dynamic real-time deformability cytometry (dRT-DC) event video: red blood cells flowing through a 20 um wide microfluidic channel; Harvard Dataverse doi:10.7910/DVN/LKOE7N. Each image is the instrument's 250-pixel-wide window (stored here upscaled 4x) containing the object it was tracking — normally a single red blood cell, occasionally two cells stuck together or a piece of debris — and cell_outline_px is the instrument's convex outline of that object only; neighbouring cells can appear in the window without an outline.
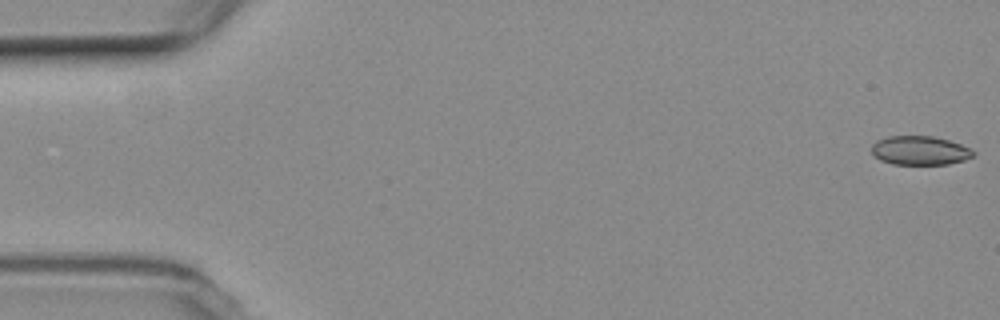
{"species": "common noctule bat (a hibernating species)", "species_latin": "Nyctalus noctula", "temperature_condition": "room temperature", "stored_images_in_passage": 6, "camera_frame_rate_fps": 3000, "um_per_image_px": 0.085, "animal": {"sex": "female", "body_mass_g": 19.3, "forearm_length_mm": 54.1}, "frame": {"image": 1, "passage_image": 1, "time_ms": 0.0, "image_size_px": [1000, 320], "cell_outline_px": [[976, 152], [972, 156], [964, 160], [948, 164], [892, 164], [880, 160], [872, 156], [872, 144], [876, 140], [888, 136], [932, 136], [948, 140], [960, 144]], "centroid_in_image_um": [78.14, 12.79], "position_along_channel_um": 6.9, "area_um2": 17.17}}
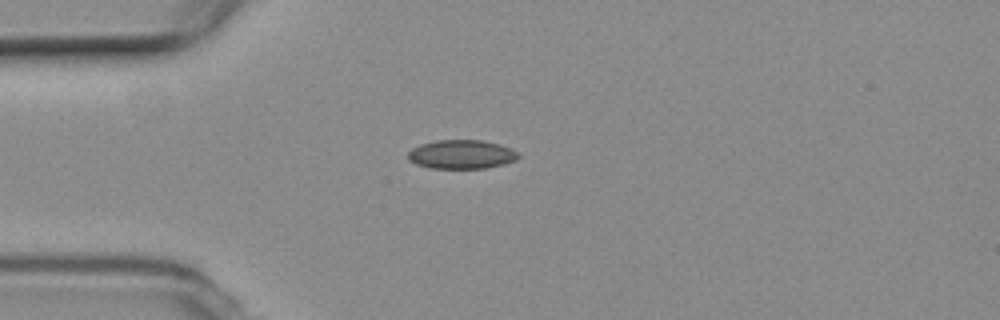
{"frame": {"image": 2, "passage_image": 5, "time_ms": 4.667, "image_size_px": [1000, 320], "cell_outline_px": [[520, 156], [516, 160], [504, 164], [488, 168], [428, 168], [416, 164], [408, 160], [408, 152], [412, 148], [420, 144], [436, 140], [484, 140], [500, 144], [512, 148]], "centroid_in_image_um": [39.23, 13.12], "position_along_channel_um": 45.8, "area_um2": 18.79}}
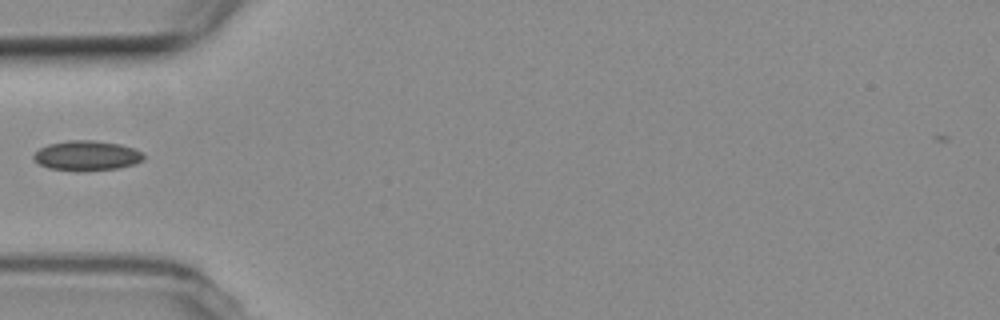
{"frame": {"image": 3, "passage_image": 6, "time_ms": 6.0, "image_size_px": [1000, 320], "cell_outline_px": [[144, 160], [136, 164], [116, 168], [84, 172], [76, 172], [48, 168], [40, 164], [32, 156], [40, 148], [48, 144], [68, 140], [96, 140], [120, 144], [144, 152]], "centroid_in_image_um": [7.4, 13.24], "position_along_channel_um": 77.6, "area_um2": 19.48}}